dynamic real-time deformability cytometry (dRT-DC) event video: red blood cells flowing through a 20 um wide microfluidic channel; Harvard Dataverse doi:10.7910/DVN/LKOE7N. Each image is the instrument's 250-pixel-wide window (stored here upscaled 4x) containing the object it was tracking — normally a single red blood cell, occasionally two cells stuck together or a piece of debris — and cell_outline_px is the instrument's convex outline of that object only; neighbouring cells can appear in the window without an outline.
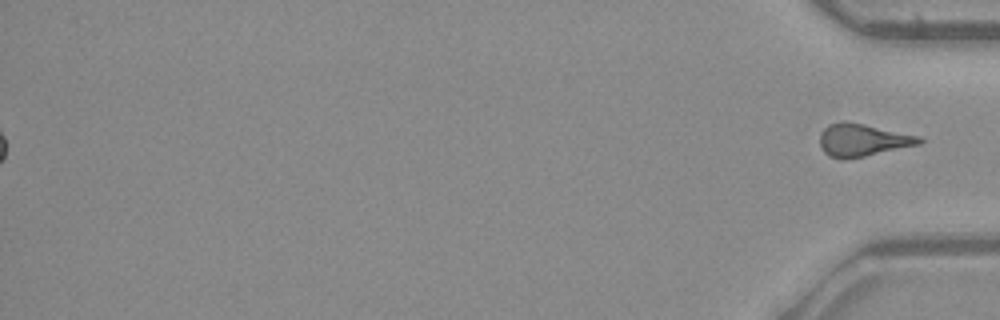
{"species": "common noctule bat (a hibernating species)", "species_latin": "Nyctalus noctula", "temperature_condition": "warm", "stored_images_in_passage": 52, "segment_of_instrument_passage": [2, 2], "camera_frame_rate_fps": 3000, "um_per_image_px": 0.085, "animal": {"sex": "male", "body_mass_g": 23.1, "forearm_length_mm": 52.7}, "frame": {"image": 1, "passage_image": 52, "time_ms": 17.0, "image_size_px": [1000, 320], "cell_outline_px": [[924, 140], [920, 144], [864, 156], [844, 160], [828, 156], [820, 148], [820, 132], [828, 124], [840, 120], [844, 120], [864, 124], [920, 136]], "centroid_in_image_um": [73.27, 11.9], "position_along_channel_um": 361.9, "area_um2": 19.02}}